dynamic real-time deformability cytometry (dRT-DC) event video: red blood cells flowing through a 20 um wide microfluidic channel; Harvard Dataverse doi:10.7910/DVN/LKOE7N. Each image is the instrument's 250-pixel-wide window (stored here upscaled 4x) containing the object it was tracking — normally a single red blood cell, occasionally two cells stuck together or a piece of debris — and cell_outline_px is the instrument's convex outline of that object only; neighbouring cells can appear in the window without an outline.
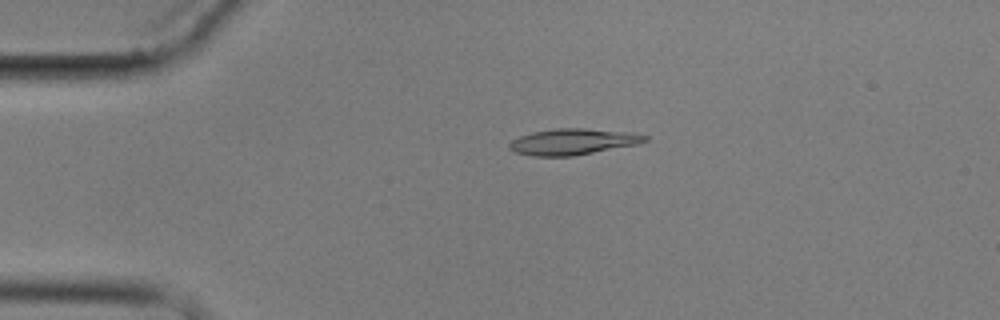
{"species": "common noctule bat (a hibernating species)", "species_latin": "Nyctalus noctula", "temperature_condition": "cold", "stored_images_in_passage": 5, "camera_frame_rate_fps": 3000, "um_per_image_px": 0.085, "animal": {"sex": "male", "body_mass_g": 17.9}, "frame": {"image": 1, "passage_image": 4, "time_ms": 3.667, "image_size_px": [1000, 320], "cell_outline_px": [[648, 140], [640, 144], [572, 156], [532, 156], [512, 152], [508, 148], [508, 144], [512, 140], [520, 136], [532, 132], [556, 128], [584, 128], [636, 132], [648, 136]], "centroid_in_image_um": [48.72, 12.04], "position_along_channel_um": 36.3, "area_um2": 20.98}}